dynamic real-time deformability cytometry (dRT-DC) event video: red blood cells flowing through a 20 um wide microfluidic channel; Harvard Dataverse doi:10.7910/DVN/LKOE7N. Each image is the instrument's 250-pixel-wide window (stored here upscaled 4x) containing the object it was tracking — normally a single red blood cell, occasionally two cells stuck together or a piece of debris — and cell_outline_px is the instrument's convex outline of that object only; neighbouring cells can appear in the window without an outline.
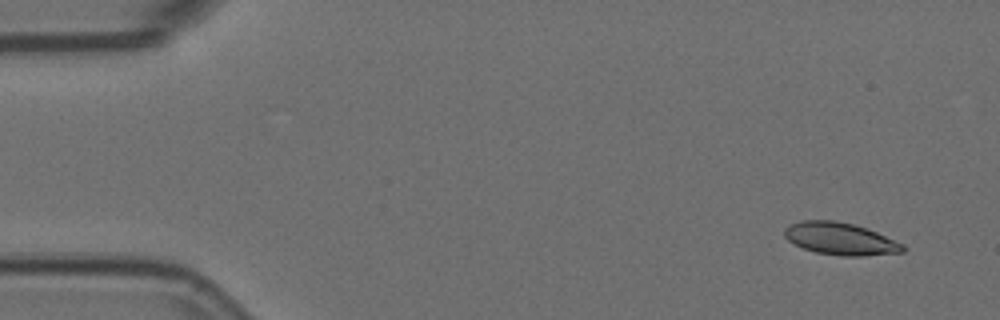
{"species": "Egyptian fruit bat (a non-hibernating species)", "species_latin": "Rousettus aegyptiacus", "temperature_condition": "room temperature", "stored_images_in_passage": 6, "camera_frame_rate_fps": 3000, "um_per_image_px": 0.085, "animal": {"sex": "female"}, "frame": {"image": 1, "passage_image": 2, "time_ms": 0.333, "image_size_px": [1000, 320], "cell_outline_px": [[908, 248], [904, 252], [864, 256], [840, 256], [816, 252], [804, 248], [788, 240], [784, 236], [784, 228], [788, 224], [800, 220], [836, 220], [852, 224], [876, 232], [904, 244]], "centroid_in_image_um": [71.43, 20.29], "position_along_channel_um": 13.6, "area_um2": 22.37}}